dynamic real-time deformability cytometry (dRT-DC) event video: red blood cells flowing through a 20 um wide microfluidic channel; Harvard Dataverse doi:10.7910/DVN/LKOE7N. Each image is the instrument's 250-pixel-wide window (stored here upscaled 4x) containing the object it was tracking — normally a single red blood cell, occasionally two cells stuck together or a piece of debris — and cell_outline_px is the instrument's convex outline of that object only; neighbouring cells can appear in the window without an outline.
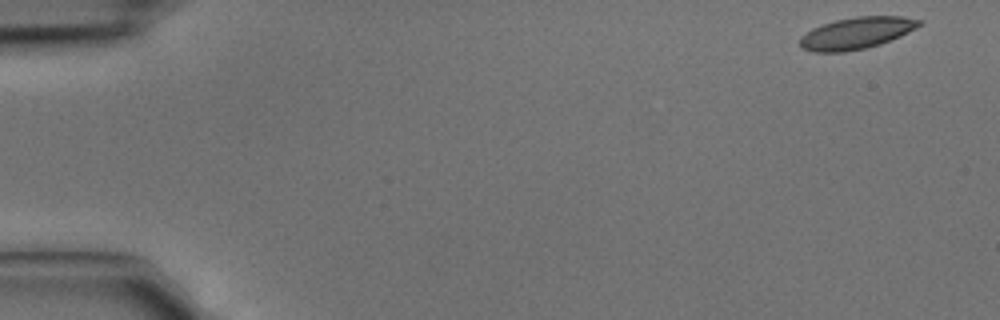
{"species": "common noctule bat (a hibernating species)", "species_latin": "Nyctalus noctula", "temperature_condition": "cold", "stored_images_in_passage": 4, "camera_frame_rate_fps": 3000, "um_per_image_px": 0.085, "animal": {"sex": "male", "body_mass_g": 15.6}, "frame": {"image": 1, "passage_image": 1, "time_ms": 0.0, "image_size_px": [1000, 320], "cell_outline_px": [[924, 24], [900, 36], [880, 44], [864, 48], [844, 52], [812, 52], [804, 48], [800, 44], [800, 36], [812, 28], [836, 20], [856, 16], [904, 16], [924, 20]], "centroid_in_image_um": [72.84, 2.8], "position_along_channel_um": 12.2, "area_um2": 22.08}}
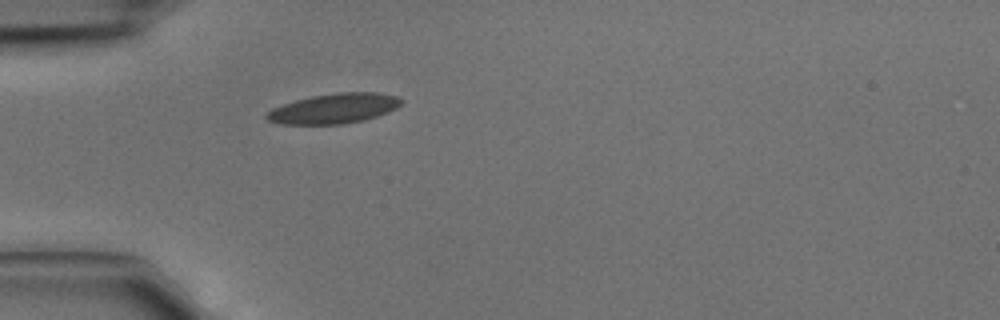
{"frame": {"image": 2, "passage_image": 4, "time_ms": 1.0, "image_size_px": [1000, 320], "cell_outline_px": [[404, 100], [396, 108], [388, 112], [364, 120], [344, 124], [280, 124], [268, 120], [264, 116], [272, 108], [296, 100], [312, 96], [340, 92], [376, 92], [400, 96]], "centroid_in_image_um": [28.42, 9.22], "position_along_channel_um": 56.6, "area_um2": 23.52}}